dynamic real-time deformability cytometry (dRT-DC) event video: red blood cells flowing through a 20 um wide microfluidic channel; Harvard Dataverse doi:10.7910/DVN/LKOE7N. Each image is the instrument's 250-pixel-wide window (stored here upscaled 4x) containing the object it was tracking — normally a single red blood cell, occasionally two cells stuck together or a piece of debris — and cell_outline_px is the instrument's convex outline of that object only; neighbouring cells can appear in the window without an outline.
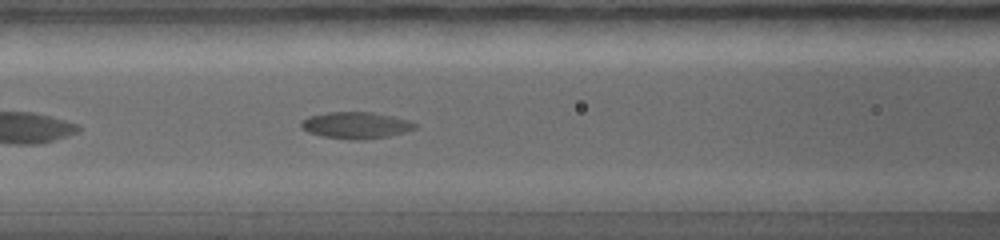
{"species": "common noctule bat (a hibernating species)", "species_latin": "Nyctalus noctula", "temperature_condition": "warm", "stored_images_in_passage": 33, "camera_frame_rate_fps": 5000, "um_per_image_px": 0.085, "animal": {"sex": "female", "body_mass_g": 19.0, "forearm_length_mm": 56.7}, "frame": {"image": 1, "passage_image": 7, "time_ms": 2.2, "image_size_px": [1000, 240], "cell_outline_px": [[416, 124], [412, 128], [384, 136], [328, 136], [312, 132], [304, 128], [300, 124], [304, 120], [312, 116], [332, 112], [364, 112], [400, 120]], "centroid_in_image_um": [30.13, 10.59], "position_along_channel_um": 136.5, "area_um2": 15.03}}
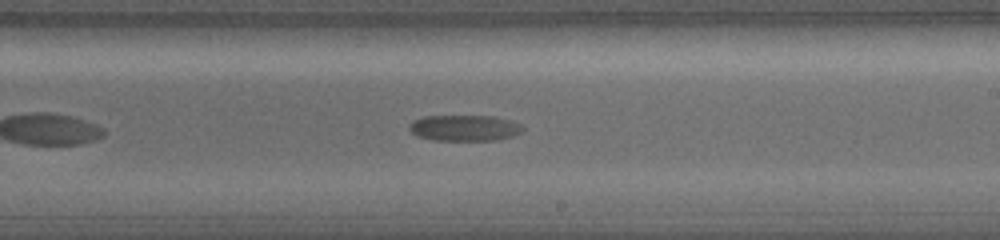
{"frame": {"image": 2, "passage_image": 17, "time_ms": 4.4, "image_size_px": [1000, 240], "cell_outline_px": [[520, 128], [516, 132], [504, 136], [488, 140], [440, 140], [420, 136], [412, 132], [412, 124], [416, 120], [428, 116], [484, 116], [500, 120], [512, 124]], "centroid_in_image_um": [39.3, 10.88], "position_along_channel_um": 249.7, "area_um2": 15.37}}
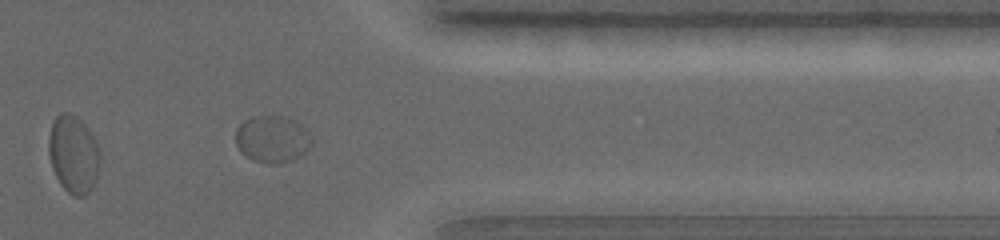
{"frame": {"image": 3, "passage_image": 30, "time_ms": 7.2, "image_size_px": [1000, 240], "cell_outline_px": [[300, 152], [296, 156], [288, 160], [256, 160], [248, 156], [236, 144], [236, 128], [244, 120], [252, 116], [280, 116]], "centroid_in_image_um": [22.6, 11.81], "position_along_channel_um": 388.8, "area_um2": 15.9}}